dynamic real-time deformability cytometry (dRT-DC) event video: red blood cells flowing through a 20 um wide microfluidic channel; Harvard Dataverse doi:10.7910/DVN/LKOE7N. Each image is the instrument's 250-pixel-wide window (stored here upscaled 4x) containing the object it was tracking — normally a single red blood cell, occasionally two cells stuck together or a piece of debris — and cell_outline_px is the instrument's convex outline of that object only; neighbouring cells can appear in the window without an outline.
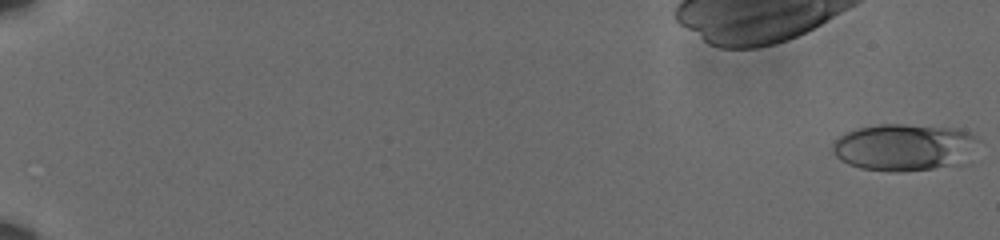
{"species": "human", "species_latin": "Homo sapiens", "temperature_condition": "cold", "stored_images_in_passage": 60, "camera_frame_rate_fps": 3000, "um_per_image_px": 0.085, "donor": {"sex": "male"}, "frame": {"image": 1, "passage_image": 1, "time_ms": 0.0, "image_size_px": [1000, 240], "cell_outline_px": [[980, 140], [948, 164], [932, 168], [900, 172], [892, 172], [860, 168], [848, 164], [840, 160], [832, 152], [832, 144], [844, 132], [856, 128], [880, 124], [904, 124], [948, 128], [968, 132], [976, 136]], "centroid_in_image_um": [76.63, 12.49], "position_along_channel_um": 8.4, "area_um2": 38.49}}
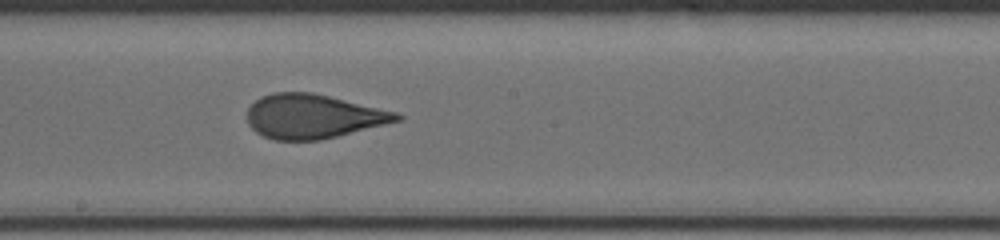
{"frame": {"image": 2, "passage_image": 37, "time_ms": 12.0, "image_size_px": [1000, 240], "cell_outline_px": [[404, 120], [320, 140], [272, 140], [256, 132], [248, 124], [248, 108], [256, 100], [272, 92], [312, 92], [396, 112], [404, 116]], "centroid_in_image_um": [26.63, 9.9], "position_along_channel_um": 221.6, "area_um2": 38.38}}
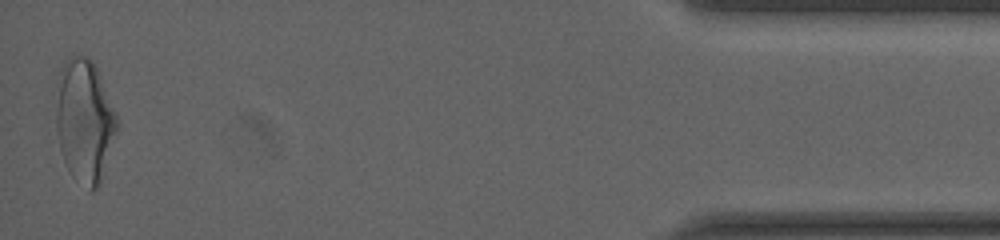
{"frame": {"image": 3, "passage_image": 60, "time_ms": 19.667, "image_size_px": [1000, 240], "cell_outline_px": [[116, 132], [100, 180], [96, 188], [92, 192], [88, 192], [68, 168], [64, 160], [60, 148], [56, 128], [56, 80], [64, 64], [68, 60], [76, 56], [88, 56], [92, 60], [96, 68], [116, 116]], "centroid_in_image_um": [7.14, 10.26], "position_along_channel_um": 428.1, "area_um2": 42.6}, "authors_computed_cell_mechanics": {"area_um2": 38.5237, "velocity_mm_per_s": 3.6082, "shape_relaxation_time_tau1_ms": 4.8114, "shape_relaxation_time_tau2_ms": 0.8404, "deformation_change_tau1": 0.1695, "deformation_change_tau2": 0.0822}}